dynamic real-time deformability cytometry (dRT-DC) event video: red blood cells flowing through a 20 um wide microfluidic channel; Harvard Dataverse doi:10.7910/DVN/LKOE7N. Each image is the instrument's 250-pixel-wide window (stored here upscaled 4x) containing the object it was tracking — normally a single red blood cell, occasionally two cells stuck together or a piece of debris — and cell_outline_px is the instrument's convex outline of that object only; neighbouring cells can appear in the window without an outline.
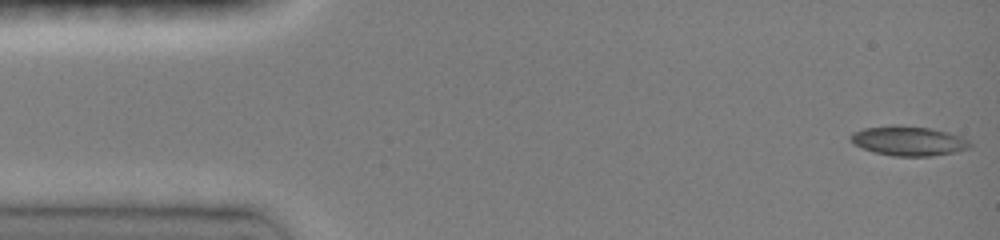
{"species": "common noctule bat (a hibernating species)", "species_latin": "Nyctalus noctula", "temperature_condition": "room temperature", "stored_images_in_passage": 48, "camera_frame_rate_fps": 3000, "um_per_image_px": 0.085, "animal": {"sex": "female", "body_mass_g": 19.0, "forearm_length_mm": 51.5}, "frame": {"image": 1, "passage_image": 1, "time_ms": 0.0, "image_size_px": [1000, 240], "cell_outline_px": [[972, 148], [956, 152], [932, 156], [892, 156], [876, 152], [852, 144], [848, 136], [852, 132], [864, 128], [892, 124], [896, 124], [928, 128], [948, 132], [960, 136], [968, 140], [972, 144]], "centroid_in_image_um": [77.22, 11.97], "position_along_channel_um": 7.8, "area_um2": 20.81}}
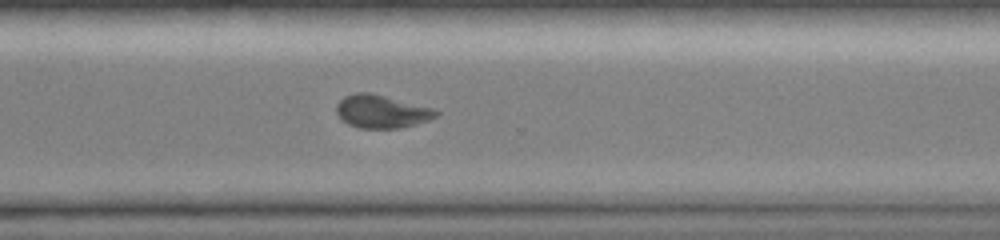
{"frame": {"image": 2, "passage_image": 34, "time_ms": 11.0, "image_size_px": [1000, 240], "cell_outline_px": [[440, 112], [436, 116], [428, 120], [416, 124], [400, 128], [360, 128], [348, 124], [336, 112], [336, 104], [344, 96], [356, 92], [368, 92], [432, 108]], "centroid_in_image_um": [32.41, 9.48], "position_along_channel_um": 338.2, "area_um2": 18.9}}
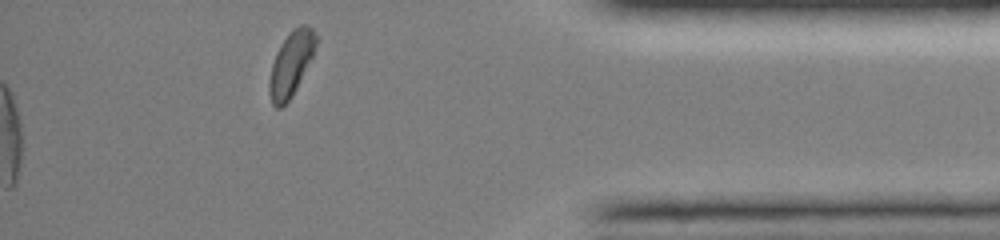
{"frame": {"image": 3, "passage_image": 48, "time_ms": 15.667, "image_size_px": [1000, 240], "cell_outline_px": [[316, 44], [312, 56], [292, 96], [280, 108], [276, 108], [272, 104], [268, 92], [268, 84], [272, 64], [276, 52], [292, 28], [300, 24], [304, 24], [312, 28], [316, 36]], "centroid_in_image_um": [24.71, 5.42], "position_along_channel_um": 410.5, "area_um2": 17.22}, "authors_computed_cell_mechanics": {"area_um2": 19.4208, "velocity_mm_per_s": 4.0663, "shape_relaxation_time_tau1_ms": 7.5152, "shape_relaxation_time_tau2_ms": 4.1417, "deformation_change_tau1": 0.1837, "deformation_change_tau2": 0.079}}